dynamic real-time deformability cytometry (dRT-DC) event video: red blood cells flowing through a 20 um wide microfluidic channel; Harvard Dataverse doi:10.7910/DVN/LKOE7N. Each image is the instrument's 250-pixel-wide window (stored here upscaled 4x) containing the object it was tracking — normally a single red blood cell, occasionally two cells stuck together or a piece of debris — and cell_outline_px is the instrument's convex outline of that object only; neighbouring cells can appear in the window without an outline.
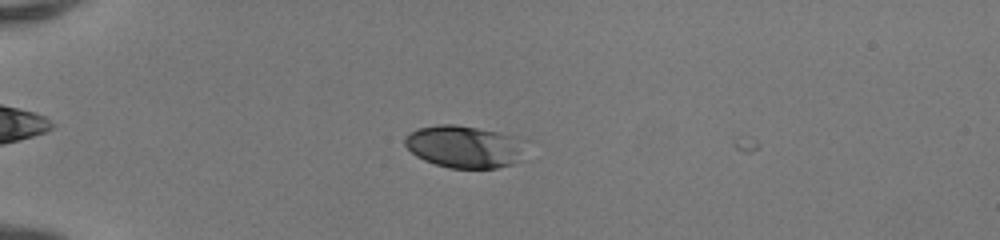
{"species": "human", "species_latin": "Homo sapiens", "temperature_condition": "room temperature", "stored_images_in_passage": 41, "camera_frame_rate_fps": 3000, "um_per_image_px": 0.085, "donor": {"sex": "female"}, "frame": {"image": 1, "passage_image": 5, "time_ms": 1.333, "image_size_px": [1000, 240], "cell_outline_px": [[532, 140], [512, 164], [496, 168], [448, 168], [424, 160], [416, 156], [404, 144], [404, 136], [408, 132], [416, 128], [436, 124], [456, 124], [496, 132]], "centroid_in_image_um": [39.47, 12.44], "position_along_channel_um": 45.5, "area_um2": 30.11}}
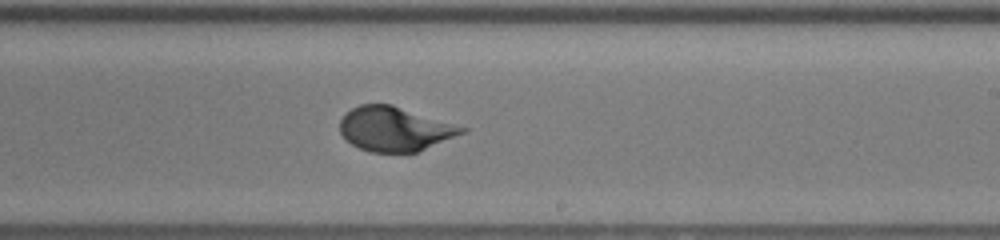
{"frame": {"image": 2, "passage_image": 23, "time_ms": 7.333, "image_size_px": [1000, 240], "cell_outline_px": [[468, 128], [464, 132], [416, 152], [372, 152], [360, 148], [352, 144], [340, 132], [340, 120], [352, 108], [360, 104], [392, 104]], "centroid_in_image_um": [33.53, 10.95], "position_along_channel_um": 255.5, "area_um2": 30.98}}
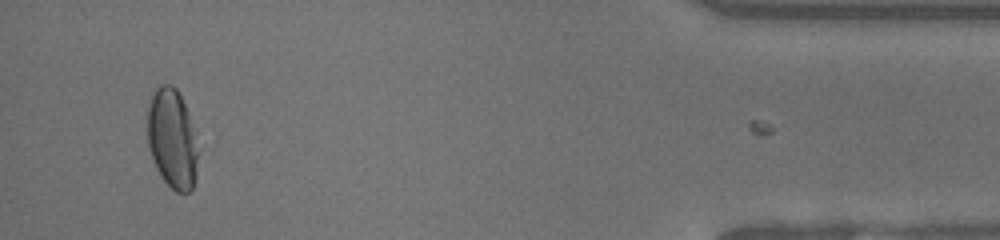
{"frame": {"image": 3, "passage_image": 39, "time_ms": 12.667, "image_size_px": [1000, 240], "cell_outline_px": [[196, 176], [192, 188], [188, 192], [176, 192], [160, 176], [152, 160], [148, 144], [148, 104], [152, 92], [160, 84], [172, 84], [176, 88], [188, 112], [196, 132]], "centroid_in_image_um": [14.62, 11.77], "position_along_channel_um": 420.6, "area_um2": 29.36}, "authors_computed_cell_mechanics": {"area_um2": 30.8652, "velocity_mm_per_s": 4.1652, "shape_relaxation_time_tau1_ms": 3.6932, "shape_relaxation_time_tau2_ms": null, "deformation_change_tau1": 0.1642, "deformation_change_tau2": null}}